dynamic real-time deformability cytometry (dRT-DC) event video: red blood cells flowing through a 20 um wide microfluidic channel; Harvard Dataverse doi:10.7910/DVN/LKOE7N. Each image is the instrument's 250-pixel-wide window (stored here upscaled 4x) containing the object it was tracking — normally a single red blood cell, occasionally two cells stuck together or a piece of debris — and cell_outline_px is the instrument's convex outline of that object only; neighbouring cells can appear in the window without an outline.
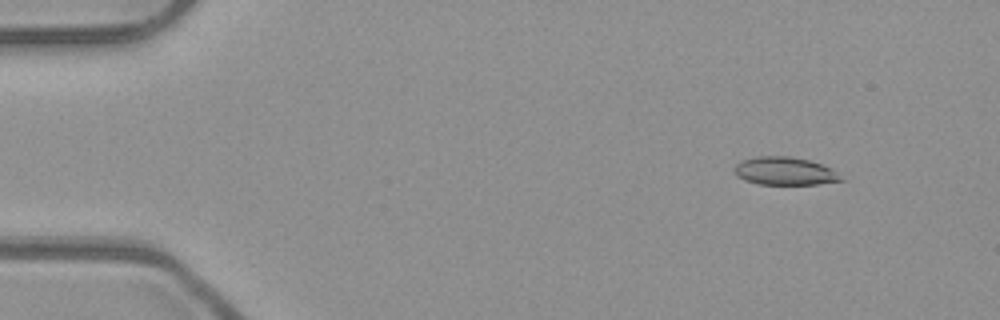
{"species": "common noctule bat (a hibernating species)", "species_latin": "Nyctalus noctula", "temperature_condition": "room temperature", "stored_images_in_passage": 53, "camera_frame_rate_fps": 3000, "um_per_image_px": 0.085, "animal": {"sex": "male", "body_mass_g": 23.1, "forearm_length_mm": 52.7}, "frame": {"image": 1, "passage_image": 6, "time_ms": 1.667, "image_size_px": [1000, 320], "cell_outline_px": [[844, 180], [816, 184], [760, 184], [744, 180], [736, 176], [736, 164], [744, 160], [756, 156], [788, 156], [808, 160], [832, 168]], "centroid_in_image_um": [66.7, 14.54], "position_along_channel_um": 18.3, "area_um2": 17.11}}
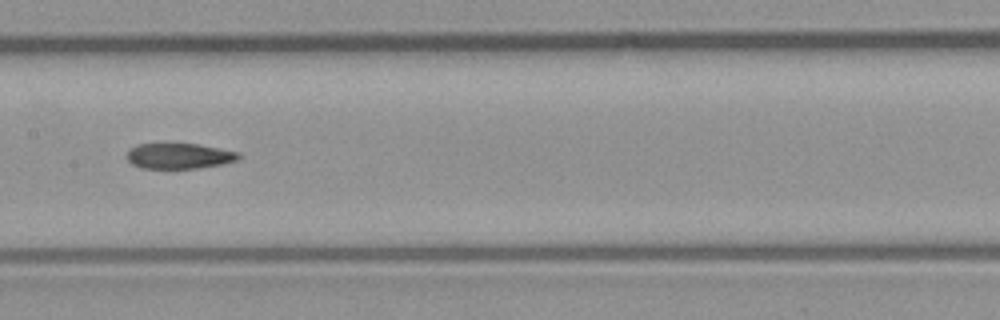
{"frame": {"image": 2, "passage_image": 27, "time_ms": 8.667, "image_size_px": [1000, 320], "cell_outline_px": [[240, 156], [236, 160], [220, 164], [200, 168], [140, 168], [132, 164], [128, 160], [128, 148], [136, 144], [196, 144], [240, 152]], "centroid_in_image_um": [15.19, 13.26], "position_along_channel_um": 192.2, "area_um2": 16.47}}
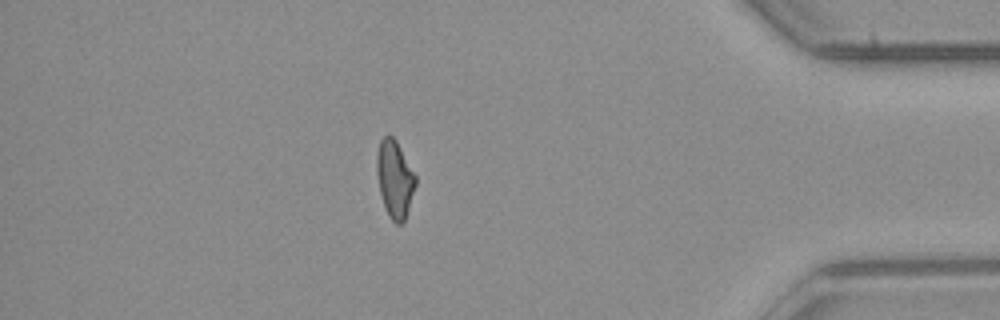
{"frame": {"image": 3, "passage_image": 46, "time_ms": 15.0, "image_size_px": [1000, 320], "cell_outline_px": [[416, 184], [404, 220], [400, 224], [396, 224], [388, 216], [380, 192], [376, 172], [376, 152], [380, 140], [384, 136], [392, 136], [396, 140], [416, 176]], "centroid_in_image_um": [33.53, 15.19], "position_along_channel_um": 401.7, "area_um2": 17.28}, "authors_computed_cell_mechanics": {"area_um2": 17.7446, "velocity_mm_per_s": 3.9572, "shape_relaxation_time_tau1_ms": null, "shape_relaxation_time_tau2_ms": 3.9719, "deformation_change_tau1": null, "deformation_change_tau2": 0.107}}